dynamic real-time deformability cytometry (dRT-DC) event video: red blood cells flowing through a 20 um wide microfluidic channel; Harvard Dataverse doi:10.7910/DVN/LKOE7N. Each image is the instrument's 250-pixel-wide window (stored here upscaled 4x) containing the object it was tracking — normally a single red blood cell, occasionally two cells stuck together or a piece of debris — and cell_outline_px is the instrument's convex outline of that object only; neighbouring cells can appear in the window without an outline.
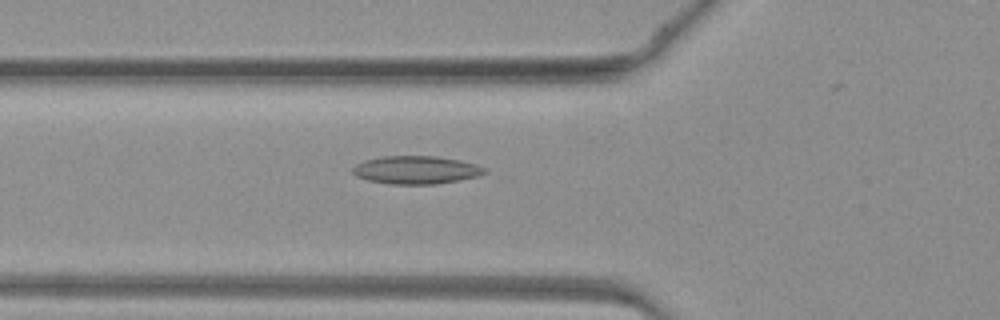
{"species": "common noctule bat (a hibernating species)", "species_latin": "Nyctalus noctula", "temperature_condition": "warm", "stored_images_in_passage": 28, "camera_frame_rate_fps": 3000, "um_per_image_px": 0.085, "animal": {"sex": "female", "body_mass_g": 19.3, "forearm_length_mm": 54.1}, "frame": {"image": 1, "passage_image": 2, "time_ms": 0.333, "image_size_px": [1000, 320], "cell_outline_px": [[488, 172], [480, 176], [460, 180], [436, 184], [392, 184], [368, 180], [356, 176], [352, 172], [352, 168], [356, 164], [364, 160], [384, 156], [436, 156], [460, 160], [476, 164], [484, 168]], "centroid_in_image_um": [35.39, 14.44], "position_along_channel_um": 90.4, "area_um2": 21.62}}
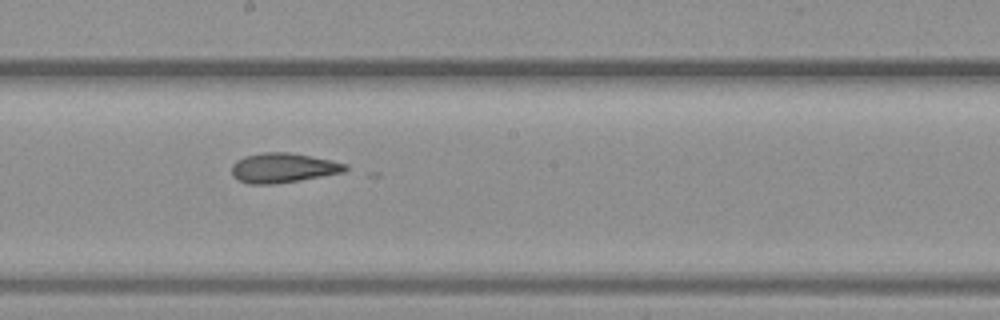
{"frame": {"image": 2, "passage_image": 11, "time_ms": 3.333, "image_size_px": [1000, 320], "cell_outline_px": [[348, 168], [344, 172], [272, 184], [248, 184], [232, 176], [232, 164], [236, 160], [244, 156], [264, 152], [288, 152], [312, 156], [332, 160], [348, 164]], "centroid_in_image_um": [24.05, 14.25], "position_along_channel_um": 224.2, "area_um2": 19.54}}
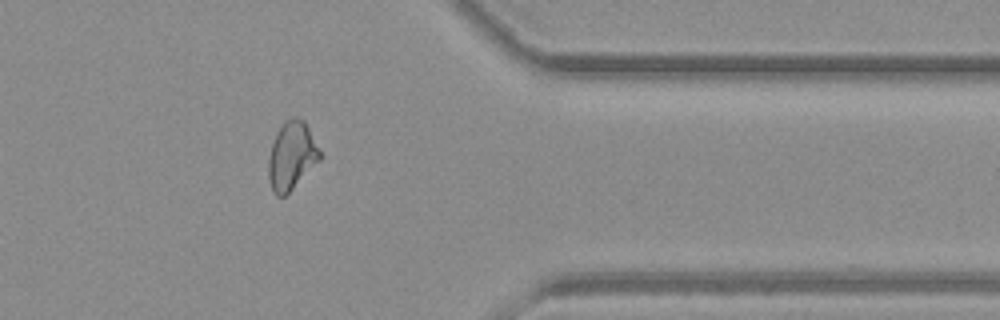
{"frame": {"image": 3, "passage_image": 23, "time_ms": 7.333, "image_size_px": [1000, 320], "cell_outline_px": [[320, 160], [284, 196], [276, 196], [272, 192], [268, 176], [268, 160], [272, 144], [276, 132], [284, 120], [292, 116], [304, 120], [320, 148]], "centroid_in_image_um": [24.78, 13.21], "position_along_channel_um": 386.6, "area_um2": 20.35}}